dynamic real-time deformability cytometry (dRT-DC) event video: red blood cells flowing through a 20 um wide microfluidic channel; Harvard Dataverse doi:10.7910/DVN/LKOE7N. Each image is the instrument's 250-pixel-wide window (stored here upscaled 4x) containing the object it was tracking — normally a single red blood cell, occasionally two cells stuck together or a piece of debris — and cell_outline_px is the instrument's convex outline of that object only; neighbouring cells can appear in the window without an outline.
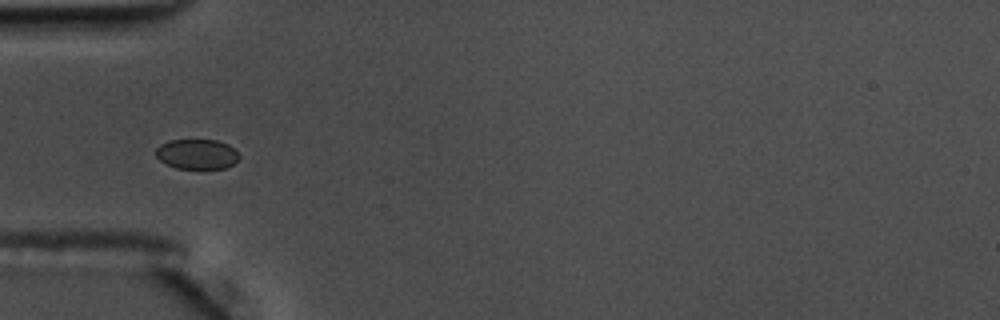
{"species": "common noctule bat (a hibernating species)", "species_latin": "Nyctalus noctula", "temperature_condition": "warm", "stored_images_in_passage": 39, "camera_frame_rate_fps": 3000, "um_per_image_px": 0.085, "animal": {"sex": "male", "body_mass_g": 17.5, "forearm_length_mm": 52.3}, "frame": {"image": 1, "passage_image": 1, "time_ms": 0.0, "image_size_px": [1000, 320], "cell_outline_px": [[240, 156], [232, 164], [224, 168], [176, 168], [160, 160], [156, 156], [156, 148], [160, 144], [168, 140], [216, 140], [228, 144]], "centroid_in_image_um": [16.71, 13.08], "position_along_channel_um": 68.3, "area_um2": 14.33}}
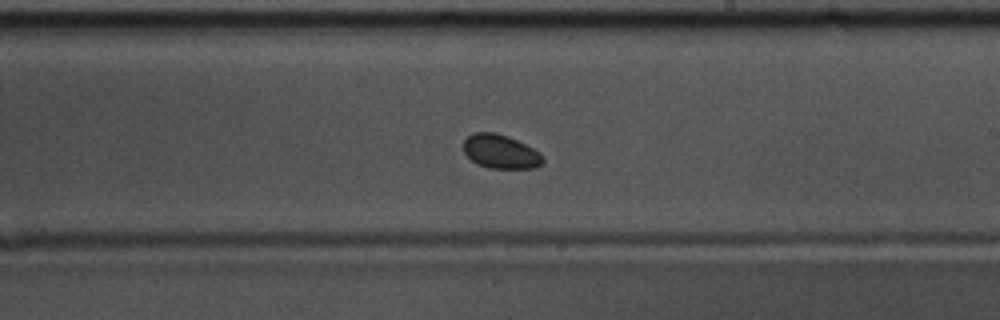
{"frame": {"image": 2, "passage_image": 16, "time_ms": 5.0, "image_size_px": [1000, 320], "cell_outline_px": [[544, 160], [536, 168], [488, 168], [476, 164], [464, 152], [464, 140], [472, 132], [496, 132], [508, 136], [540, 152], [544, 156]], "centroid_in_image_um": [42.54, 12.88], "position_along_channel_um": 246.5, "area_um2": 15.72}}
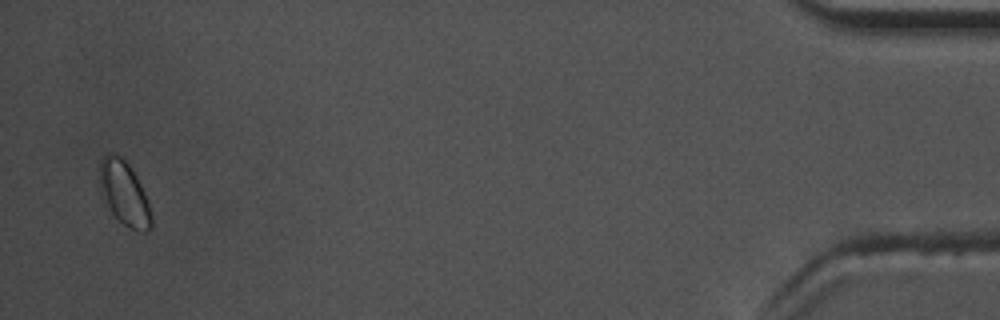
{"frame": {"image": 3, "passage_image": 38, "time_ms": 12.333, "image_size_px": [1000, 320], "cell_outline_px": [[152, 228], [148, 232], [140, 232], [124, 224], [104, 204], [100, 196], [100, 160], [108, 152], [112, 152], [120, 156], [132, 168], [144, 192], [152, 216]], "centroid_in_image_um": [10.55, 16.43], "position_along_channel_um": 424.7, "area_um2": 19.36}, "authors_computed_cell_mechanics": {"area_um2": 15.7794, "velocity_mm_per_s": 3.5828, "shape_relaxation_time_tau1_ms": null, "shape_relaxation_time_tau2_ms": 8.1128, "deformation_change_tau1": null, "deformation_change_tau2": 0.0623}}